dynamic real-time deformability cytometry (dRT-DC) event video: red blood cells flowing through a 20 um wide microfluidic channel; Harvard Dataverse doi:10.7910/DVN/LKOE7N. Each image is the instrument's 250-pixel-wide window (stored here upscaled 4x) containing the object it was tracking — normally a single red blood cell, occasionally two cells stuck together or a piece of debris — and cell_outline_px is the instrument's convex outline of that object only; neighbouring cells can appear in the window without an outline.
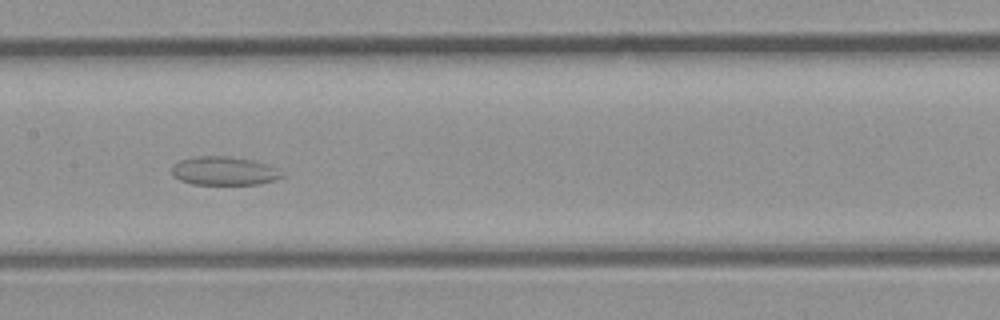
{"species": "common noctule bat (a hibernating species)", "species_latin": "Nyctalus noctula", "temperature_condition": "room temperature", "stored_images_in_passage": 40, "camera_frame_rate_fps": 3000, "um_per_image_px": 0.085, "animal": {"sex": "male", "body_mass_g": 23.1, "forearm_length_mm": 52.7}, "frame": {"image": 1, "passage_image": 20, "time_ms": 6.333, "image_size_px": [1000, 320], "cell_outline_px": [[284, 176], [276, 180], [260, 184], [192, 184], [180, 180], [172, 176], [172, 164], [180, 160], [196, 156], [228, 156], [252, 160], [276, 168], [284, 172]], "centroid_in_image_um": [19.04, 14.53], "position_along_channel_um": 188.4, "area_um2": 18.44}}
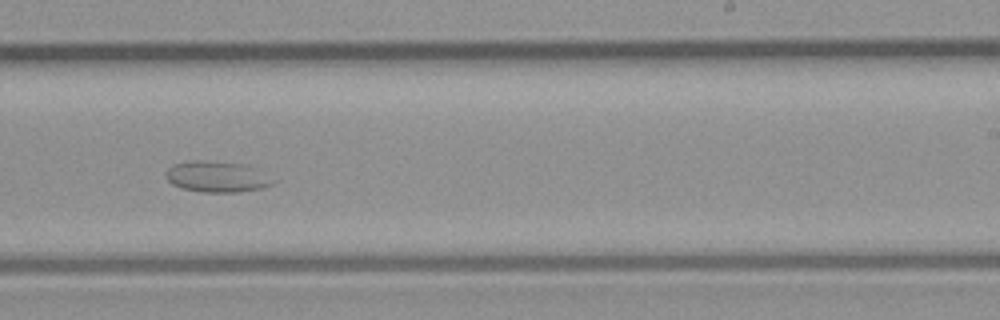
{"frame": {"image": 2, "passage_image": 25, "time_ms": 8.0, "image_size_px": [1000, 320], "cell_outline_px": [[276, 180], [272, 184], [260, 188], [236, 192], [200, 192], [180, 188], [172, 184], [168, 180], [168, 168], [172, 164], [192, 160], [204, 160], [240, 164], [252, 168]], "centroid_in_image_um": [18.39, 15.03], "position_along_channel_um": 270.6, "area_um2": 18.96}}
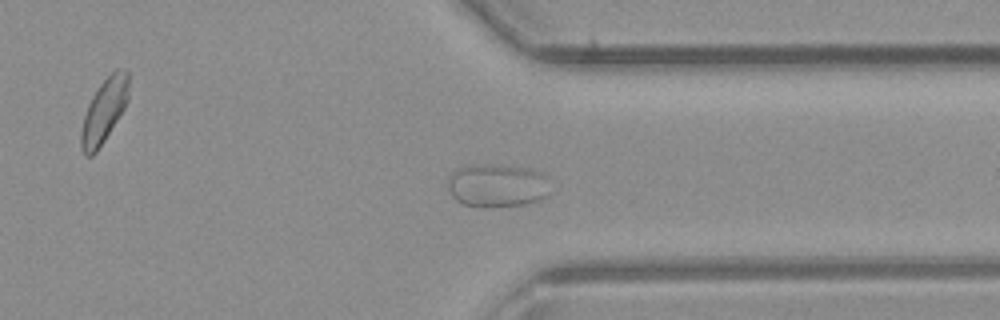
{"frame": {"image": 3, "passage_image": 31, "time_ms": 10.0, "image_size_px": [1000, 320], "cell_outline_px": [[552, 192], [548, 196], [540, 200], [524, 204], [484, 208], [464, 204], [456, 200], [452, 196], [448, 188], [448, 176], [452, 172], [468, 164], [484, 164], [524, 168], [544, 172], [548, 176]], "centroid_in_image_um": [42.3, 15.77], "position_along_channel_um": 369.1, "area_um2": 26.36}}